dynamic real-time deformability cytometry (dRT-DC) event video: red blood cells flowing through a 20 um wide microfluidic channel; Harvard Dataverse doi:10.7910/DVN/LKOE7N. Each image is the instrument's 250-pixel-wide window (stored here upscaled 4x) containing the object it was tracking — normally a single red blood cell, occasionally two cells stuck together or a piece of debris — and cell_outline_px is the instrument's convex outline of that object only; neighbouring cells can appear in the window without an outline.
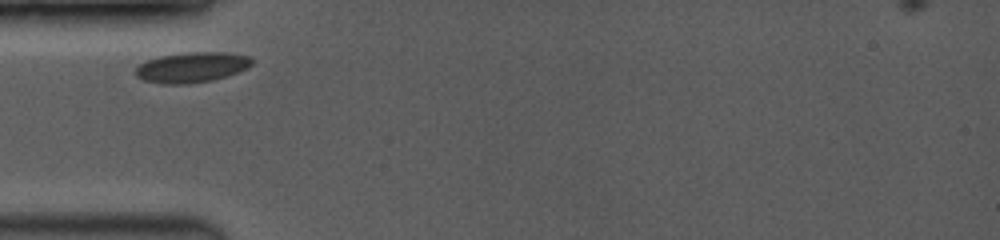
{"species": "common noctule bat (a hibernating species)", "species_latin": "Nyctalus noctula", "temperature_condition": "room temperature", "stored_images_in_passage": 9, "camera_frame_rate_fps": 3500, "um_per_image_px": 0.085, "animal": {"sex": "female", "body_mass_g": 19.0, "forearm_length_mm": 53.3}, "frame": {"image": 1, "passage_image": 1, "time_ms": 0.0, "image_size_px": [1000, 240], "cell_outline_px": [[252, 64], [248, 68], [212, 80], [188, 84], [164, 84], [144, 80], [136, 76], [136, 68], [140, 64], [148, 60], [160, 56], [188, 52], [228, 52], [248, 56], [252, 60]], "centroid_in_image_um": [16.3, 5.72], "position_along_channel_um": 68.7, "area_um2": 20.35}}
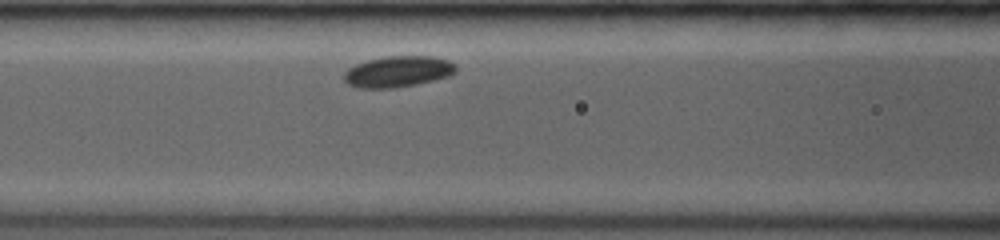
{"frame": {"image": 2, "passage_image": 3, "time_ms": 1.714, "image_size_px": [1000, 240], "cell_outline_px": [[456, 72], [448, 76], [416, 84], [392, 88], [356, 88], [348, 84], [344, 80], [344, 72], [348, 68], [356, 64], [368, 60], [384, 56], [432, 56], [448, 60], [456, 64]], "centroid_in_image_um": [33.81, 6.08], "position_along_channel_um": 132.8, "area_um2": 20.29}}
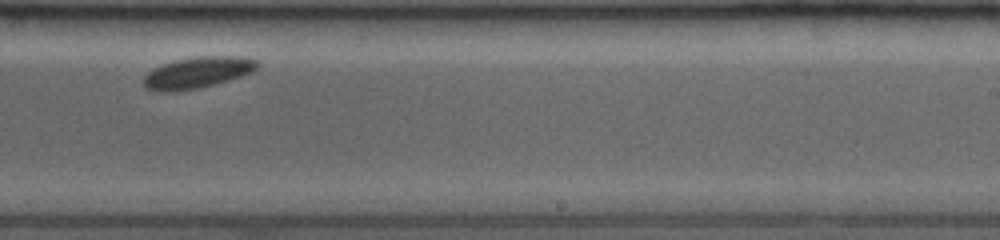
{"frame": {"image": 3, "passage_image": 8, "time_ms": 5.429, "image_size_px": [1000, 240], "cell_outline_px": [[260, 64], [252, 72], [228, 80], [200, 88], [164, 92], [160, 92], [144, 88], [144, 76], [148, 72], [164, 64], [176, 60], [196, 56], [240, 56], [256, 60]], "centroid_in_image_um": [16.79, 6.17], "position_along_channel_um": 272.2, "area_um2": 20.52}}